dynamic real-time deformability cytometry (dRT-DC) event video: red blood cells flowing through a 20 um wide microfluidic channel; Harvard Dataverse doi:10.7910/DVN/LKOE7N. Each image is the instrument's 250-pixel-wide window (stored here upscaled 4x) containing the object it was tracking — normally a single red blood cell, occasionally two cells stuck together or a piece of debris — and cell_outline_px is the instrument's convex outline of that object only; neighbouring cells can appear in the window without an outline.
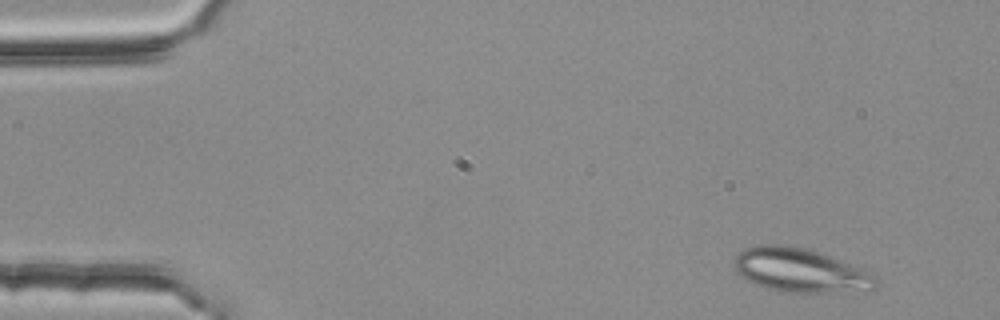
{"species": "common noctule bat (a hibernating species)", "species_latin": "Nyctalus noctula", "temperature_condition": "room temperature", "stored_images_in_passage": 3, "camera_frame_rate_fps": 3000, "um_per_image_px": 0.085, "animal": {"sex": "female", "body_mass_g": 25.1}, "frame": {"image": 1, "passage_image": 1, "time_ms": 0.0, "image_size_px": [1000, 320], "cell_outline_px": [[880, 280], [876, 288], [868, 292], [788, 292], [768, 288], [748, 280], [740, 276], [736, 272], [732, 264], [736, 256], [744, 248], [760, 244], [780, 244], [804, 248], [828, 256], [860, 268], [876, 276]], "centroid_in_image_um": [68.05, 22.99], "position_along_channel_um": 17.0, "area_um2": 36.24}}